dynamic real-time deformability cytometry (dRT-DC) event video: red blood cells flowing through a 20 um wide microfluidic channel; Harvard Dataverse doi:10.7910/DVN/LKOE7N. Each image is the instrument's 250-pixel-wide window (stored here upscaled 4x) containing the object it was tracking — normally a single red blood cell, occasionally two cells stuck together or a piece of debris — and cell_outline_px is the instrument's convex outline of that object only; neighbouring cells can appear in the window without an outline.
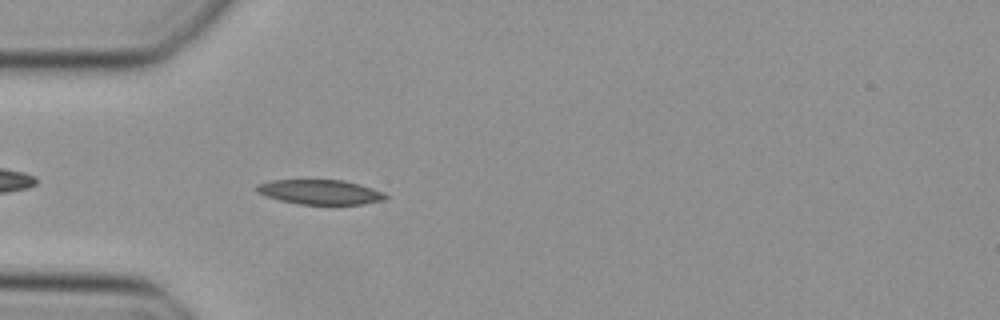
{"species": "Egyptian fruit bat (a non-hibernating species)", "species_latin": "Rousettus aegyptiacus", "temperature_condition": "cold", "stored_images_in_passage": 37, "camera_frame_rate_fps": 3000, "um_per_image_px": 0.085, "animal": {"sex": "female"}, "frame": {"image": 1, "passage_image": 3, "time_ms": 0.667, "image_size_px": [1000, 320], "cell_outline_px": [[388, 196], [384, 200], [360, 204], [300, 204], [280, 200], [268, 196], [260, 192], [256, 188], [256, 184], [272, 180], [344, 180], [360, 184], [372, 188]], "centroid_in_image_um": [27.22, 16.31], "position_along_channel_um": 57.8, "area_um2": 18.21}}
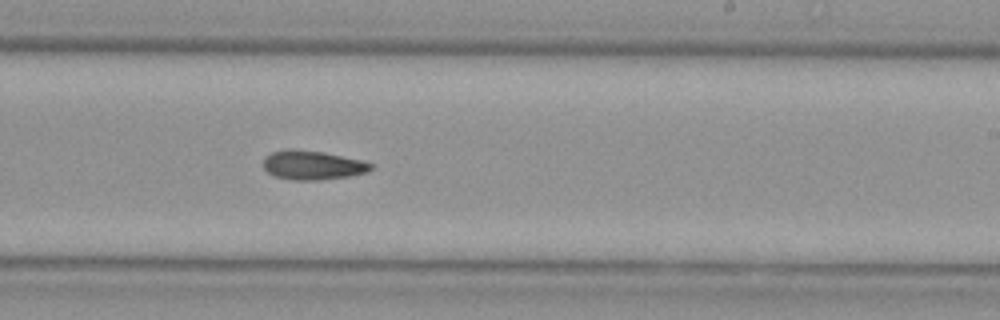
{"frame": {"image": 2, "passage_image": 18, "time_ms": 5.667, "image_size_px": [1000, 320], "cell_outline_px": [[372, 168], [368, 172], [348, 176], [316, 180], [292, 180], [276, 176], [268, 172], [264, 168], [264, 156], [272, 152], [284, 148], [292, 148], [324, 152], [360, 160], [372, 164]], "centroid_in_image_um": [26.53, 14.02], "position_along_channel_um": 262.5, "area_um2": 18.21}}
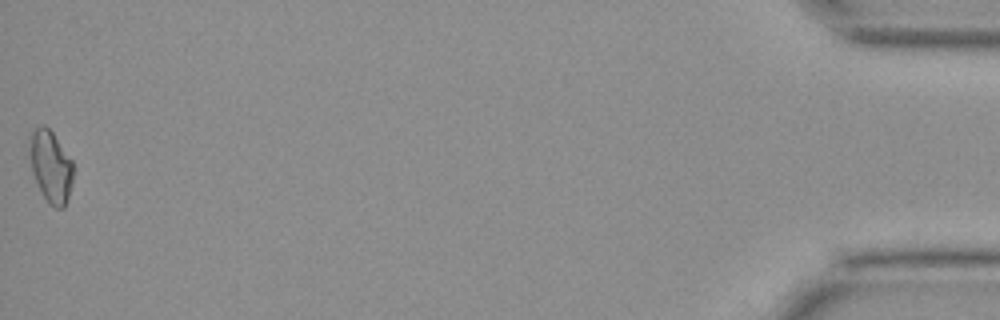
{"frame": {"image": 3, "passage_image": 37, "time_ms": 12.0, "image_size_px": [1000, 320], "cell_outline_px": [[72, 184], [64, 208], [56, 208], [48, 204], [32, 172], [28, 156], [32, 132], [36, 128], [44, 124], [52, 132], [72, 160]], "centroid_in_image_um": [4.3, 14.16], "position_along_channel_um": 430.9, "area_um2": 18.03}}